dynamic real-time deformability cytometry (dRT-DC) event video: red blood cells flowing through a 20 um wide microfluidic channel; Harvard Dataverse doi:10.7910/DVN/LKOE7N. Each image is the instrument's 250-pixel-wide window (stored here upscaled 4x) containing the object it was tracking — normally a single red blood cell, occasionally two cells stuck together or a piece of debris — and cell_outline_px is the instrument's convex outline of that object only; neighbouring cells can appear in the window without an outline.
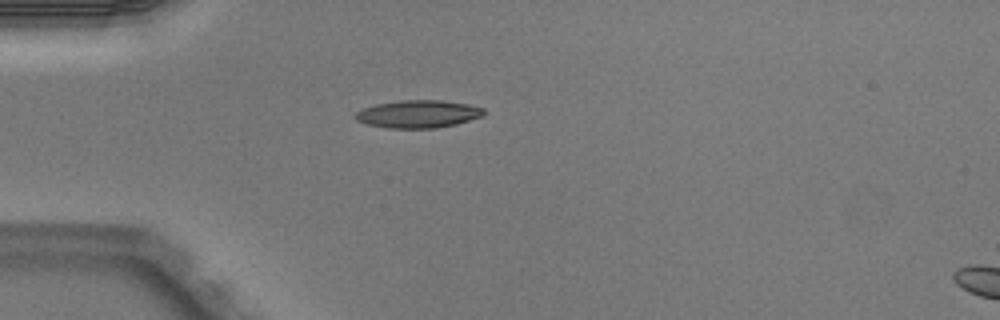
{"species": "Egyptian fruit bat (a non-hibernating species)", "species_latin": "Rousettus aegyptiacus", "temperature_condition": "warm", "stored_images_in_passage": 2, "camera_frame_rate_fps": 3000, "um_per_image_px": 0.085, "animal": {"sex": "male"}, "frame": {"image": 1, "passage_image": 1, "time_ms": 0.0, "image_size_px": [1000, 320], "cell_outline_px": [[484, 116], [456, 124], [436, 128], [388, 128], [368, 124], [356, 120], [352, 116], [356, 112], [364, 108], [376, 104], [400, 100], [444, 100], [468, 104], [484, 108]], "centroid_in_image_um": [35.55, 9.68], "position_along_channel_um": 49.5, "area_um2": 20.81}}